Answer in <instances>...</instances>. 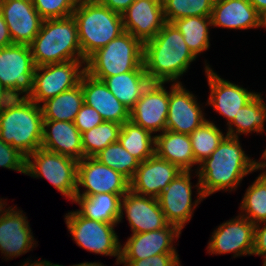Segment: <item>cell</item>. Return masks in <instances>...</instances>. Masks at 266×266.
Here are the masks:
<instances>
[{"label":"cell","mask_w":266,"mask_h":266,"mask_svg":"<svg viewBox=\"0 0 266 266\" xmlns=\"http://www.w3.org/2000/svg\"><path fill=\"white\" fill-rule=\"evenodd\" d=\"M196 174L204 197L220 190H235L242 179L256 170L257 161L243 151L239 138L225 135L211 156L198 164Z\"/></svg>","instance_id":"obj_1"},{"label":"cell","mask_w":266,"mask_h":266,"mask_svg":"<svg viewBox=\"0 0 266 266\" xmlns=\"http://www.w3.org/2000/svg\"><path fill=\"white\" fill-rule=\"evenodd\" d=\"M196 56L186 45L183 35L172 24L163 28L143 44V66L151 82L181 83L178 79L186 73Z\"/></svg>","instance_id":"obj_2"},{"label":"cell","mask_w":266,"mask_h":266,"mask_svg":"<svg viewBox=\"0 0 266 266\" xmlns=\"http://www.w3.org/2000/svg\"><path fill=\"white\" fill-rule=\"evenodd\" d=\"M0 139L25 157L40 149L43 139L41 106L29 98L14 97L0 110Z\"/></svg>","instance_id":"obj_3"},{"label":"cell","mask_w":266,"mask_h":266,"mask_svg":"<svg viewBox=\"0 0 266 266\" xmlns=\"http://www.w3.org/2000/svg\"><path fill=\"white\" fill-rule=\"evenodd\" d=\"M35 66L85 60L73 16L43 21L39 33L30 44Z\"/></svg>","instance_id":"obj_4"},{"label":"cell","mask_w":266,"mask_h":266,"mask_svg":"<svg viewBox=\"0 0 266 266\" xmlns=\"http://www.w3.org/2000/svg\"><path fill=\"white\" fill-rule=\"evenodd\" d=\"M72 16L85 60L124 32L121 14L99 1L77 3Z\"/></svg>","instance_id":"obj_5"},{"label":"cell","mask_w":266,"mask_h":266,"mask_svg":"<svg viewBox=\"0 0 266 266\" xmlns=\"http://www.w3.org/2000/svg\"><path fill=\"white\" fill-rule=\"evenodd\" d=\"M84 67L85 72L99 80L133 70H145L143 43L124 31L90 55Z\"/></svg>","instance_id":"obj_6"},{"label":"cell","mask_w":266,"mask_h":266,"mask_svg":"<svg viewBox=\"0 0 266 266\" xmlns=\"http://www.w3.org/2000/svg\"><path fill=\"white\" fill-rule=\"evenodd\" d=\"M78 161L44 148L26 157L25 175L47 179L61 194L74 202Z\"/></svg>","instance_id":"obj_7"},{"label":"cell","mask_w":266,"mask_h":266,"mask_svg":"<svg viewBox=\"0 0 266 266\" xmlns=\"http://www.w3.org/2000/svg\"><path fill=\"white\" fill-rule=\"evenodd\" d=\"M68 231L72 234V240L83 249L95 254L113 256L118 265L121 257V243L114 230L117 224H110L90 220L82 216L78 211H71L65 215Z\"/></svg>","instance_id":"obj_8"},{"label":"cell","mask_w":266,"mask_h":266,"mask_svg":"<svg viewBox=\"0 0 266 266\" xmlns=\"http://www.w3.org/2000/svg\"><path fill=\"white\" fill-rule=\"evenodd\" d=\"M35 68L30 45L12 44L0 48V83L13 97L30 96Z\"/></svg>","instance_id":"obj_9"},{"label":"cell","mask_w":266,"mask_h":266,"mask_svg":"<svg viewBox=\"0 0 266 266\" xmlns=\"http://www.w3.org/2000/svg\"><path fill=\"white\" fill-rule=\"evenodd\" d=\"M86 60H70L37 66L33 90L28 97L38 105L77 86L85 72ZM82 67V68H81Z\"/></svg>","instance_id":"obj_10"},{"label":"cell","mask_w":266,"mask_h":266,"mask_svg":"<svg viewBox=\"0 0 266 266\" xmlns=\"http://www.w3.org/2000/svg\"><path fill=\"white\" fill-rule=\"evenodd\" d=\"M191 171H182L158 197L161 210L169 224L180 230L191 220L194 209L205 199L200 189V180L196 184L197 199L192 202Z\"/></svg>","instance_id":"obj_11"},{"label":"cell","mask_w":266,"mask_h":266,"mask_svg":"<svg viewBox=\"0 0 266 266\" xmlns=\"http://www.w3.org/2000/svg\"><path fill=\"white\" fill-rule=\"evenodd\" d=\"M85 188L80 192L79 186ZM130 190V181L120 172L103 165L95 157L78 161L76 196H92L99 193L124 195Z\"/></svg>","instance_id":"obj_12"},{"label":"cell","mask_w":266,"mask_h":266,"mask_svg":"<svg viewBox=\"0 0 266 266\" xmlns=\"http://www.w3.org/2000/svg\"><path fill=\"white\" fill-rule=\"evenodd\" d=\"M254 236L255 225L239 214L214 230L207 251L210 254L233 253L234 257L252 255Z\"/></svg>","instance_id":"obj_13"},{"label":"cell","mask_w":266,"mask_h":266,"mask_svg":"<svg viewBox=\"0 0 266 266\" xmlns=\"http://www.w3.org/2000/svg\"><path fill=\"white\" fill-rule=\"evenodd\" d=\"M164 84L151 82L130 110V120L152 134L166 130L169 92Z\"/></svg>","instance_id":"obj_14"},{"label":"cell","mask_w":266,"mask_h":266,"mask_svg":"<svg viewBox=\"0 0 266 266\" xmlns=\"http://www.w3.org/2000/svg\"><path fill=\"white\" fill-rule=\"evenodd\" d=\"M196 99L193 93L182 86V83H172L169 91L166 130L190 135L207 121Z\"/></svg>","instance_id":"obj_15"},{"label":"cell","mask_w":266,"mask_h":266,"mask_svg":"<svg viewBox=\"0 0 266 266\" xmlns=\"http://www.w3.org/2000/svg\"><path fill=\"white\" fill-rule=\"evenodd\" d=\"M120 211L118 223L123 219L124 211L133 234L163 229L169 224L158 198L139 195L131 190L122 197Z\"/></svg>","instance_id":"obj_16"},{"label":"cell","mask_w":266,"mask_h":266,"mask_svg":"<svg viewBox=\"0 0 266 266\" xmlns=\"http://www.w3.org/2000/svg\"><path fill=\"white\" fill-rule=\"evenodd\" d=\"M16 209L8 207L0 213V251L7 259L25 254L37 244L27 217Z\"/></svg>","instance_id":"obj_17"},{"label":"cell","mask_w":266,"mask_h":266,"mask_svg":"<svg viewBox=\"0 0 266 266\" xmlns=\"http://www.w3.org/2000/svg\"><path fill=\"white\" fill-rule=\"evenodd\" d=\"M181 230L168 224L163 229L134 233L124 246L121 245L120 260H141L163 253H177L173 241L179 238Z\"/></svg>","instance_id":"obj_18"},{"label":"cell","mask_w":266,"mask_h":266,"mask_svg":"<svg viewBox=\"0 0 266 266\" xmlns=\"http://www.w3.org/2000/svg\"><path fill=\"white\" fill-rule=\"evenodd\" d=\"M205 72L210 87L207 104L226 117L227 125H229L235 118L236 113L240 111V108L249 103L258 93L250 92L241 86L220 78L209 64H205Z\"/></svg>","instance_id":"obj_19"},{"label":"cell","mask_w":266,"mask_h":266,"mask_svg":"<svg viewBox=\"0 0 266 266\" xmlns=\"http://www.w3.org/2000/svg\"><path fill=\"white\" fill-rule=\"evenodd\" d=\"M0 12L5 19L13 44L30 45L44 21L32 2L0 0Z\"/></svg>","instance_id":"obj_20"},{"label":"cell","mask_w":266,"mask_h":266,"mask_svg":"<svg viewBox=\"0 0 266 266\" xmlns=\"http://www.w3.org/2000/svg\"><path fill=\"white\" fill-rule=\"evenodd\" d=\"M121 16L124 31L143 44L152 39L166 23L162 0H136Z\"/></svg>","instance_id":"obj_21"},{"label":"cell","mask_w":266,"mask_h":266,"mask_svg":"<svg viewBox=\"0 0 266 266\" xmlns=\"http://www.w3.org/2000/svg\"><path fill=\"white\" fill-rule=\"evenodd\" d=\"M181 172L178 166L154 155L140 162L130 180V190L139 195L158 198Z\"/></svg>","instance_id":"obj_22"},{"label":"cell","mask_w":266,"mask_h":266,"mask_svg":"<svg viewBox=\"0 0 266 266\" xmlns=\"http://www.w3.org/2000/svg\"><path fill=\"white\" fill-rule=\"evenodd\" d=\"M79 83L84 103L93 107L104 121L122 125L130 120V110L113 95L103 80L96 79L84 72Z\"/></svg>","instance_id":"obj_23"},{"label":"cell","mask_w":266,"mask_h":266,"mask_svg":"<svg viewBox=\"0 0 266 266\" xmlns=\"http://www.w3.org/2000/svg\"><path fill=\"white\" fill-rule=\"evenodd\" d=\"M41 148L77 161L84 158L81 133L74 122L43 120Z\"/></svg>","instance_id":"obj_24"},{"label":"cell","mask_w":266,"mask_h":266,"mask_svg":"<svg viewBox=\"0 0 266 266\" xmlns=\"http://www.w3.org/2000/svg\"><path fill=\"white\" fill-rule=\"evenodd\" d=\"M260 14L248 0H215L212 26L228 29L259 28Z\"/></svg>","instance_id":"obj_25"},{"label":"cell","mask_w":266,"mask_h":266,"mask_svg":"<svg viewBox=\"0 0 266 266\" xmlns=\"http://www.w3.org/2000/svg\"><path fill=\"white\" fill-rule=\"evenodd\" d=\"M155 155L182 171H193L191 168L197 165L188 134L165 130L155 135Z\"/></svg>","instance_id":"obj_26"},{"label":"cell","mask_w":266,"mask_h":266,"mask_svg":"<svg viewBox=\"0 0 266 266\" xmlns=\"http://www.w3.org/2000/svg\"><path fill=\"white\" fill-rule=\"evenodd\" d=\"M123 196L111 193H99L86 197L75 196L74 202L81 208L77 211L87 219L119 224Z\"/></svg>","instance_id":"obj_27"},{"label":"cell","mask_w":266,"mask_h":266,"mask_svg":"<svg viewBox=\"0 0 266 266\" xmlns=\"http://www.w3.org/2000/svg\"><path fill=\"white\" fill-rule=\"evenodd\" d=\"M107 88L129 110L140 99L144 90L151 83L145 70H133L103 79Z\"/></svg>","instance_id":"obj_28"},{"label":"cell","mask_w":266,"mask_h":266,"mask_svg":"<svg viewBox=\"0 0 266 266\" xmlns=\"http://www.w3.org/2000/svg\"><path fill=\"white\" fill-rule=\"evenodd\" d=\"M83 104L84 97L79 83L74 88L64 91L40 105L43 120L74 122Z\"/></svg>","instance_id":"obj_29"},{"label":"cell","mask_w":266,"mask_h":266,"mask_svg":"<svg viewBox=\"0 0 266 266\" xmlns=\"http://www.w3.org/2000/svg\"><path fill=\"white\" fill-rule=\"evenodd\" d=\"M266 121V104L261 94H257L249 103L240 108L233 121L228 125L226 135L239 138L238 135L253 132L263 133ZM235 127V128H234Z\"/></svg>","instance_id":"obj_30"},{"label":"cell","mask_w":266,"mask_h":266,"mask_svg":"<svg viewBox=\"0 0 266 266\" xmlns=\"http://www.w3.org/2000/svg\"><path fill=\"white\" fill-rule=\"evenodd\" d=\"M118 141L140 162L155 155V135L131 120L122 124Z\"/></svg>","instance_id":"obj_31"},{"label":"cell","mask_w":266,"mask_h":266,"mask_svg":"<svg viewBox=\"0 0 266 266\" xmlns=\"http://www.w3.org/2000/svg\"><path fill=\"white\" fill-rule=\"evenodd\" d=\"M183 35L186 45L198 57L210 47L209 28L212 27L211 17L190 16L171 22Z\"/></svg>","instance_id":"obj_32"},{"label":"cell","mask_w":266,"mask_h":266,"mask_svg":"<svg viewBox=\"0 0 266 266\" xmlns=\"http://www.w3.org/2000/svg\"><path fill=\"white\" fill-rule=\"evenodd\" d=\"M121 124L104 121L94 128L81 133L84 157H94L108 145L118 141Z\"/></svg>","instance_id":"obj_33"},{"label":"cell","mask_w":266,"mask_h":266,"mask_svg":"<svg viewBox=\"0 0 266 266\" xmlns=\"http://www.w3.org/2000/svg\"><path fill=\"white\" fill-rule=\"evenodd\" d=\"M189 137L195 162L198 165L211 156V153L218 147L225 136L212 121L207 120L196 128Z\"/></svg>","instance_id":"obj_34"},{"label":"cell","mask_w":266,"mask_h":266,"mask_svg":"<svg viewBox=\"0 0 266 266\" xmlns=\"http://www.w3.org/2000/svg\"><path fill=\"white\" fill-rule=\"evenodd\" d=\"M103 165L120 172L129 181L133 178L140 161L131 155L119 141L113 142L94 156Z\"/></svg>","instance_id":"obj_35"},{"label":"cell","mask_w":266,"mask_h":266,"mask_svg":"<svg viewBox=\"0 0 266 266\" xmlns=\"http://www.w3.org/2000/svg\"><path fill=\"white\" fill-rule=\"evenodd\" d=\"M240 210L254 225L266 221V182L260 176L247 188Z\"/></svg>","instance_id":"obj_36"},{"label":"cell","mask_w":266,"mask_h":266,"mask_svg":"<svg viewBox=\"0 0 266 266\" xmlns=\"http://www.w3.org/2000/svg\"><path fill=\"white\" fill-rule=\"evenodd\" d=\"M215 0H162L165 21L190 17H211Z\"/></svg>","instance_id":"obj_37"},{"label":"cell","mask_w":266,"mask_h":266,"mask_svg":"<svg viewBox=\"0 0 266 266\" xmlns=\"http://www.w3.org/2000/svg\"><path fill=\"white\" fill-rule=\"evenodd\" d=\"M32 3L44 20L71 16L77 5L76 0H33Z\"/></svg>","instance_id":"obj_38"},{"label":"cell","mask_w":266,"mask_h":266,"mask_svg":"<svg viewBox=\"0 0 266 266\" xmlns=\"http://www.w3.org/2000/svg\"><path fill=\"white\" fill-rule=\"evenodd\" d=\"M26 157L0 139V167L25 174Z\"/></svg>","instance_id":"obj_39"},{"label":"cell","mask_w":266,"mask_h":266,"mask_svg":"<svg viewBox=\"0 0 266 266\" xmlns=\"http://www.w3.org/2000/svg\"><path fill=\"white\" fill-rule=\"evenodd\" d=\"M177 253H163L141 260H120L124 266H179L180 260Z\"/></svg>","instance_id":"obj_40"},{"label":"cell","mask_w":266,"mask_h":266,"mask_svg":"<svg viewBox=\"0 0 266 266\" xmlns=\"http://www.w3.org/2000/svg\"><path fill=\"white\" fill-rule=\"evenodd\" d=\"M103 122L104 120L101 115L93 107H90L85 103L78 111L74 120V124L80 133L90 130Z\"/></svg>","instance_id":"obj_41"},{"label":"cell","mask_w":266,"mask_h":266,"mask_svg":"<svg viewBox=\"0 0 266 266\" xmlns=\"http://www.w3.org/2000/svg\"><path fill=\"white\" fill-rule=\"evenodd\" d=\"M264 224V226H260ZM252 255L266 259V221L255 225L254 248Z\"/></svg>","instance_id":"obj_42"},{"label":"cell","mask_w":266,"mask_h":266,"mask_svg":"<svg viewBox=\"0 0 266 266\" xmlns=\"http://www.w3.org/2000/svg\"><path fill=\"white\" fill-rule=\"evenodd\" d=\"M136 0H100L99 2L107 6L112 11L123 13Z\"/></svg>","instance_id":"obj_43"},{"label":"cell","mask_w":266,"mask_h":266,"mask_svg":"<svg viewBox=\"0 0 266 266\" xmlns=\"http://www.w3.org/2000/svg\"><path fill=\"white\" fill-rule=\"evenodd\" d=\"M13 44L5 19L0 12V48Z\"/></svg>","instance_id":"obj_44"},{"label":"cell","mask_w":266,"mask_h":266,"mask_svg":"<svg viewBox=\"0 0 266 266\" xmlns=\"http://www.w3.org/2000/svg\"><path fill=\"white\" fill-rule=\"evenodd\" d=\"M13 98L10 92L0 83V110Z\"/></svg>","instance_id":"obj_45"},{"label":"cell","mask_w":266,"mask_h":266,"mask_svg":"<svg viewBox=\"0 0 266 266\" xmlns=\"http://www.w3.org/2000/svg\"><path fill=\"white\" fill-rule=\"evenodd\" d=\"M259 14L266 11V0H248Z\"/></svg>","instance_id":"obj_46"},{"label":"cell","mask_w":266,"mask_h":266,"mask_svg":"<svg viewBox=\"0 0 266 266\" xmlns=\"http://www.w3.org/2000/svg\"><path fill=\"white\" fill-rule=\"evenodd\" d=\"M28 263V264H27ZM21 266H58V264H53V263H51L50 261H46V260H36L35 262H33V263H31V261H30V263H29V261H25V263L24 264H22Z\"/></svg>","instance_id":"obj_47"},{"label":"cell","mask_w":266,"mask_h":266,"mask_svg":"<svg viewBox=\"0 0 266 266\" xmlns=\"http://www.w3.org/2000/svg\"><path fill=\"white\" fill-rule=\"evenodd\" d=\"M261 159L263 160L262 162L261 161H257V167H256V170H261L263 168L266 169V149L264 150L263 154L261 155ZM265 160V161H264Z\"/></svg>","instance_id":"obj_48"},{"label":"cell","mask_w":266,"mask_h":266,"mask_svg":"<svg viewBox=\"0 0 266 266\" xmlns=\"http://www.w3.org/2000/svg\"><path fill=\"white\" fill-rule=\"evenodd\" d=\"M58 266H63V265H59ZM72 266H104L102 265V263L100 262H83V263H80V264H74Z\"/></svg>","instance_id":"obj_49"},{"label":"cell","mask_w":266,"mask_h":266,"mask_svg":"<svg viewBox=\"0 0 266 266\" xmlns=\"http://www.w3.org/2000/svg\"><path fill=\"white\" fill-rule=\"evenodd\" d=\"M266 27V11L262 12L259 17V28Z\"/></svg>","instance_id":"obj_50"},{"label":"cell","mask_w":266,"mask_h":266,"mask_svg":"<svg viewBox=\"0 0 266 266\" xmlns=\"http://www.w3.org/2000/svg\"><path fill=\"white\" fill-rule=\"evenodd\" d=\"M0 198V213L2 212V210L5 208V206L7 205V203Z\"/></svg>","instance_id":"obj_51"},{"label":"cell","mask_w":266,"mask_h":266,"mask_svg":"<svg viewBox=\"0 0 266 266\" xmlns=\"http://www.w3.org/2000/svg\"><path fill=\"white\" fill-rule=\"evenodd\" d=\"M77 3H81V2H95V1H100V0H76Z\"/></svg>","instance_id":"obj_52"},{"label":"cell","mask_w":266,"mask_h":266,"mask_svg":"<svg viewBox=\"0 0 266 266\" xmlns=\"http://www.w3.org/2000/svg\"><path fill=\"white\" fill-rule=\"evenodd\" d=\"M259 176L266 182V171L262 172Z\"/></svg>","instance_id":"obj_53"},{"label":"cell","mask_w":266,"mask_h":266,"mask_svg":"<svg viewBox=\"0 0 266 266\" xmlns=\"http://www.w3.org/2000/svg\"><path fill=\"white\" fill-rule=\"evenodd\" d=\"M21 1H25V2H33V0H21Z\"/></svg>","instance_id":"obj_54"},{"label":"cell","mask_w":266,"mask_h":266,"mask_svg":"<svg viewBox=\"0 0 266 266\" xmlns=\"http://www.w3.org/2000/svg\"><path fill=\"white\" fill-rule=\"evenodd\" d=\"M263 266H266V259H264Z\"/></svg>","instance_id":"obj_55"}]
</instances>
